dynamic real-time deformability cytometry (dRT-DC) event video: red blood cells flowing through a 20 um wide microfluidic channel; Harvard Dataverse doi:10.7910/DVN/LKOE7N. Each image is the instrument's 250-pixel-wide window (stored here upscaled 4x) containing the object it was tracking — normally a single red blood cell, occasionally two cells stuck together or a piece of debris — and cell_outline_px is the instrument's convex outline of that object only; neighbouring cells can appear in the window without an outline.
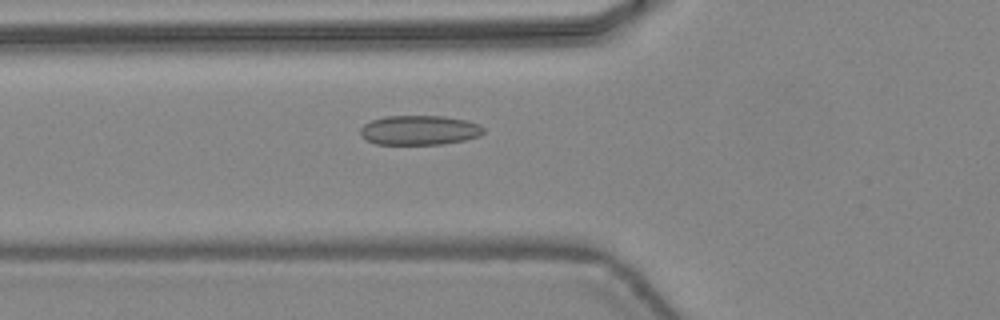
{"species": "common noctule bat (a hibernating species)", "species_latin": "Nyctalus noctula", "temperature_condition": "warm", "stored_images_in_passage": 47, "camera_frame_rate_fps": 3000, "um_per_image_px": 0.085, "animal": {"sex": "female", "body_mass_g": 24.6, "forearm_length_mm": 56.2}, "frame": {"image": 1, "passage_image": 18, "time_ms": 5.667, "image_size_px": [1000, 320], "cell_outline_px": [[484, 132], [480, 136], [464, 140], [444, 144], [376, 144], [360, 136], [360, 128], [364, 124], [372, 120], [388, 116], [444, 116], [464, 120], [480, 124], [484, 128]], "centroid_in_image_um": [35.66, 11.07], "position_along_channel_um": 90.1, "area_um2": 21.21}}
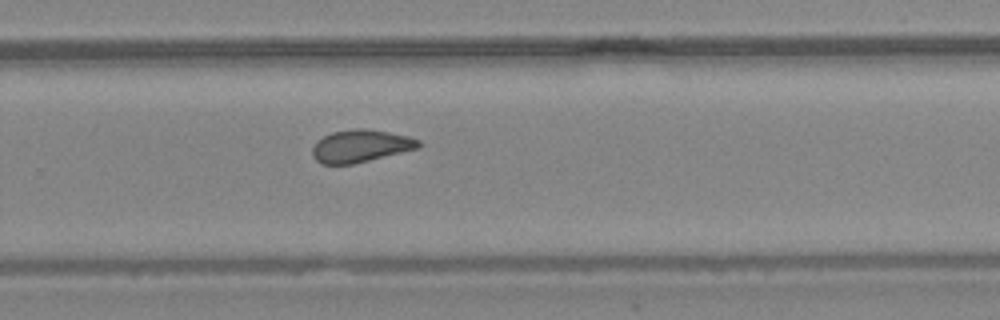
{"frame": {"image": 2, "passage_image": 32, "time_ms": 10.333, "image_size_px": [1000, 320], "cell_outline_px": [[420, 148], [352, 164], [320, 164], [312, 156], [312, 148], [316, 140], [332, 132], [356, 128], [364, 128], [388, 132], [408, 136], [420, 140]], "centroid_in_image_um": [30.63, 12.41], "position_along_channel_um": 299.2, "area_um2": 20.11}}
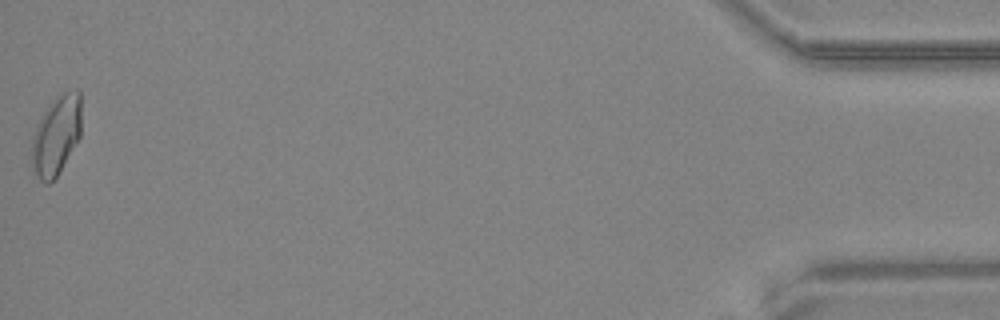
{"frame": {"image": 3, "passage_image": 47, "time_ms": 15.333, "image_size_px": [1000, 320], "cell_outline_px": [[80, 136], [56, 176], [48, 184], [44, 184], [36, 176], [32, 168], [32, 140], [36, 124], [40, 116], [52, 100], [60, 92], [76, 88], [80, 92]], "centroid_in_image_um": [4.76, 11.46], "position_along_channel_um": 430.4, "area_um2": 22.95}, "authors_computed_cell_mechanics": {"area_um2": 20.6924, "velocity_mm_per_s": 4.4725, "shape_relaxation_time_tau1_ms": null, "shape_relaxation_time_tau2_ms": 1.447, "deformation_change_tau1": null, "deformation_change_tau2": 0.0742}}